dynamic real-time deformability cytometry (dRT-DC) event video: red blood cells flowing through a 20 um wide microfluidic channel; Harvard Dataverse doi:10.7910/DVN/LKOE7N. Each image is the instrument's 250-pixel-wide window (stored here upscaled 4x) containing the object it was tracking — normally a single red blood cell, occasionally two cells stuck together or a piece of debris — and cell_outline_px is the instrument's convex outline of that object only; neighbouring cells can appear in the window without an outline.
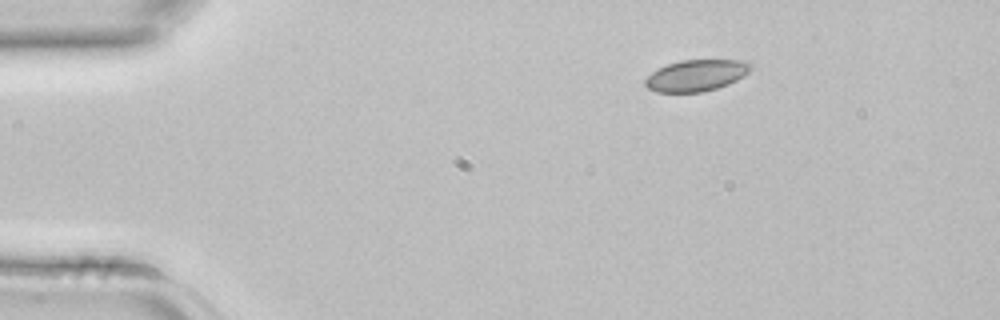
{"species": "common noctule bat (a hibernating species)", "species_latin": "Nyctalus noctula", "temperature_condition": "room temperature", "stored_images_in_passage": 2, "camera_frame_rate_fps": 3000, "um_per_image_px": 0.085, "animal": {"sex": "female", "body_mass_g": 22.7, "forearm_length_mm": 54.2}, "frame": {"image": 1, "passage_image": 1, "time_ms": 0.0, "image_size_px": [1000, 320], "cell_outline_px": [[752, 68], [744, 76], [728, 84], [704, 92], [656, 92], [648, 88], [644, 84], [644, 80], [652, 72], [668, 64], [680, 60], [748, 60], [752, 64]], "centroid_in_image_um": [59.21, 6.41], "position_along_channel_um": 25.8, "area_um2": 19.36}}